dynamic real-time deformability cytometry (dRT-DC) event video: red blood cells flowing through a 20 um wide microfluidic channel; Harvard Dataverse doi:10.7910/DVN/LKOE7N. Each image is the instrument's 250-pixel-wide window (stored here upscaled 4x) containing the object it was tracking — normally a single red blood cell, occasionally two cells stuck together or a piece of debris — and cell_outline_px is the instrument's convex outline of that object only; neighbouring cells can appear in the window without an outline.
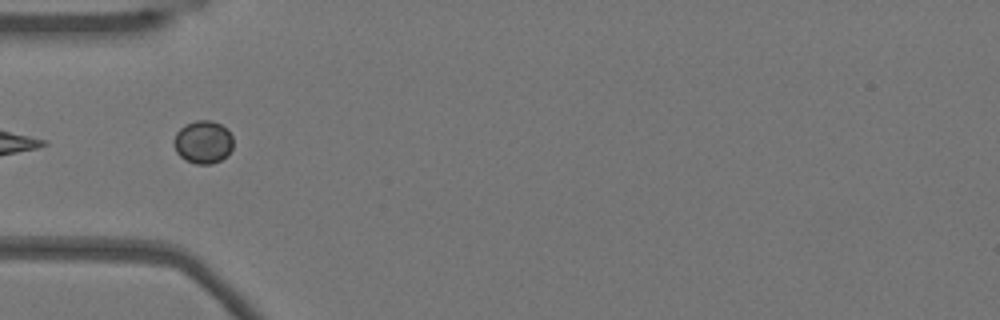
{"species": "Egyptian fruit bat (a non-hibernating species)", "species_latin": "Rousettus aegyptiacus", "temperature_condition": "warm", "stored_images_in_passage": 38, "camera_frame_rate_fps": 3000, "um_per_image_px": 0.085, "animal": {"sex": "female"}, "frame": {"image": 1, "passage_image": 2, "time_ms": 0.333, "image_size_px": [1000, 320], "cell_outline_px": [[232, 148], [220, 160], [212, 164], [196, 164], [184, 160], [176, 152], [172, 144], [172, 140], [176, 132], [180, 128], [196, 120], [212, 120], [220, 124], [232, 136]], "centroid_in_image_um": [17.21, 12.08], "position_along_channel_um": 67.8, "area_um2": 14.8}}
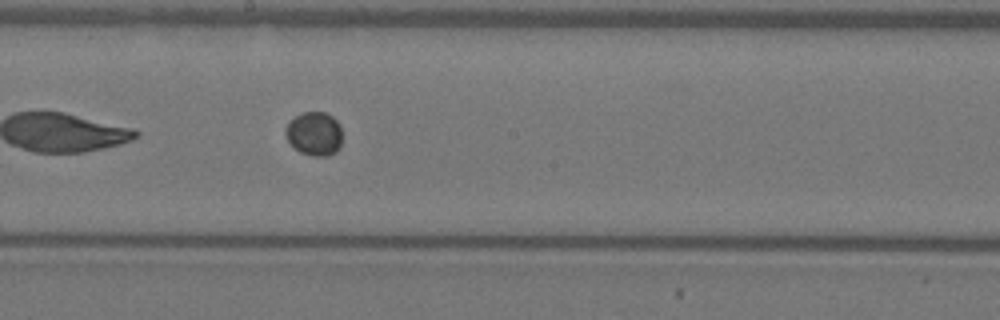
{"frame": {"image": 2, "passage_image": 14, "time_ms": 4.333, "image_size_px": [1000, 320], "cell_outline_px": [[340, 148], [336, 152], [328, 156], [312, 156], [300, 152], [288, 140], [284, 132], [284, 128], [288, 120], [300, 112], [324, 112], [332, 116], [340, 124]], "centroid_in_image_um": [26.69, 11.35], "position_along_channel_um": 221.5, "area_um2": 14.62}}
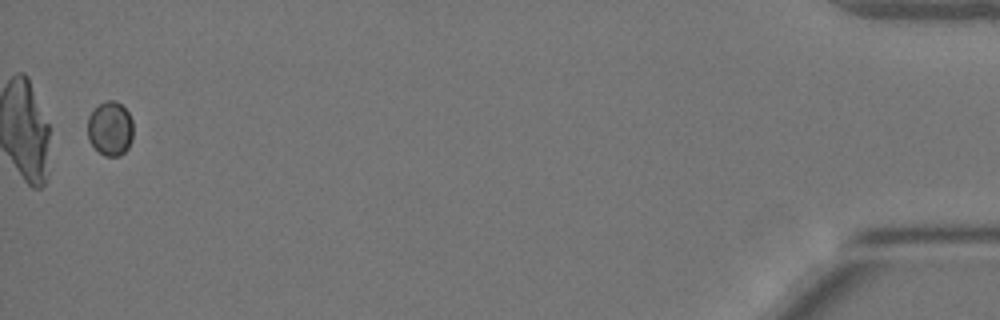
{"frame": {"image": 3, "passage_image": 37, "time_ms": 12.0, "image_size_px": [1000, 320], "cell_outline_px": [[132, 140], [128, 148], [120, 156], [104, 156], [88, 140], [88, 116], [104, 100], [116, 100], [128, 112], [132, 120]], "centroid_in_image_um": [9.37, 10.93], "position_along_channel_um": 425.8, "area_um2": 14.39}}